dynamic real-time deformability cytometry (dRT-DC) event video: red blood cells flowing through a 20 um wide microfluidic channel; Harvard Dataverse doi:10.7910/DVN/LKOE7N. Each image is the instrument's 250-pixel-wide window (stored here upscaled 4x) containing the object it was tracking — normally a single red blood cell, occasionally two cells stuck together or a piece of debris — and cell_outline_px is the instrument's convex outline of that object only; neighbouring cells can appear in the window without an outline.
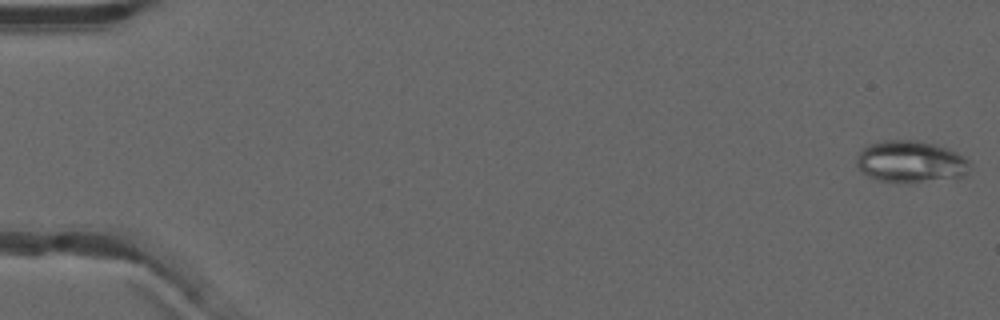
{"species": "common noctule bat (a hibernating species)", "species_latin": "Nyctalus noctula", "temperature_condition": "warm", "stored_images_in_passage": 49, "camera_frame_rate_fps": 3000, "um_per_image_px": 0.085, "animal": {"sex": "male", "forearm_length_mm": 52.5}, "frame": {"image": 1, "passage_image": 1, "time_ms": 0.0, "image_size_px": [1000, 320], "cell_outline_px": [[968, 172], [964, 176], [956, 180], [908, 184], [904, 184], [880, 180], [868, 176], [856, 164], [856, 156], [868, 144], [880, 140], [916, 140], [936, 144], [956, 152], [964, 156], [968, 160]], "centroid_in_image_um": [77.45, 13.78], "position_along_channel_um": 7.6, "area_um2": 28.38}}
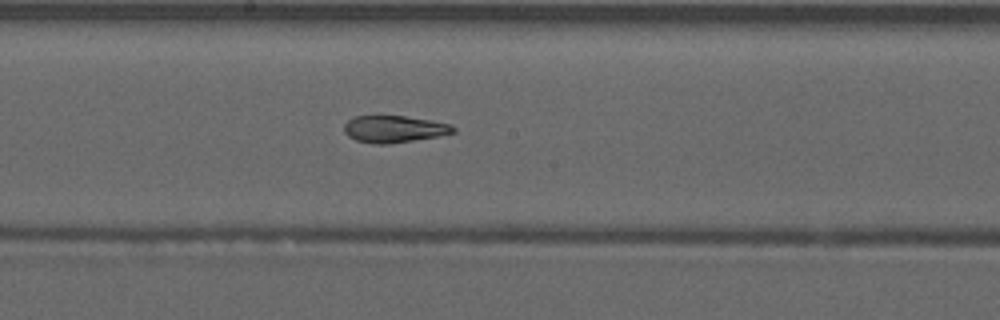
{"frame": {"image": 2, "passage_image": 29, "time_ms": 9.333, "image_size_px": [1000, 320], "cell_outline_px": [[456, 132], [440, 136], [388, 144], [376, 144], [356, 140], [348, 136], [344, 132], [344, 124], [348, 120], [356, 116], [404, 116], [432, 120], [448, 124], [456, 128]], "centroid_in_image_um": [33.51, 10.97], "position_along_channel_um": 214.7, "area_um2": 17.11}}
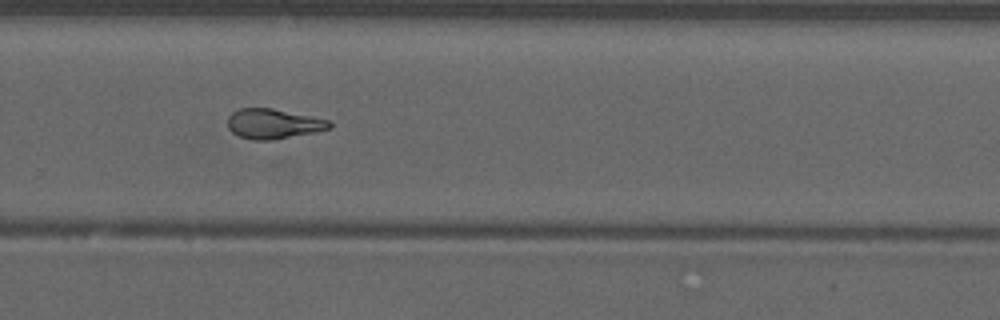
{"frame": {"image": 3, "passage_image": 36, "time_ms": 11.667, "image_size_px": [1000, 320], "cell_outline_px": [[332, 128], [272, 140], [252, 140], [240, 136], [232, 132], [228, 128], [228, 116], [232, 112], [240, 108], [272, 108], [332, 120]], "centroid_in_image_um": [23.24, 10.51], "position_along_channel_um": 306.6, "area_um2": 17.74}}